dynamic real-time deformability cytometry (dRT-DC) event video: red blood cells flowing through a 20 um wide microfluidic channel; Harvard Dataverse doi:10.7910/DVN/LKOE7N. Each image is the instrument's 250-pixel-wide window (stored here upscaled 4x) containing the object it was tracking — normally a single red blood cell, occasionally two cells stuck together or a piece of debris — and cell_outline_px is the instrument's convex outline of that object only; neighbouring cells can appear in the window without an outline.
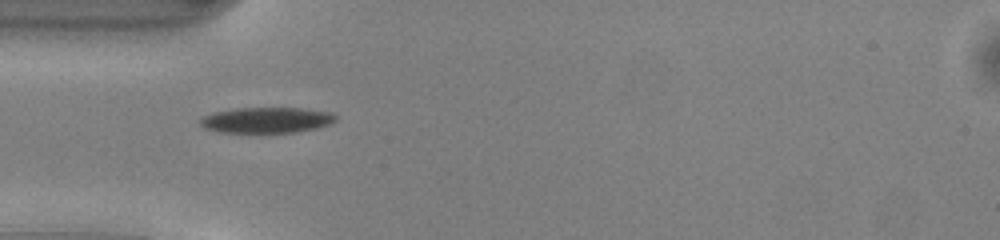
{"species": "common noctule bat (a hibernating species)", "species_latin": "Nyctalus noctula", "temperature_condition": "warm", "stored_images_in_passage": 35, "camera_frame_rate_fps": 3000, "um_per_image_px": 0.085, "animal": {"sex": "male", "body_mass_g": 13.0, "forearm_length_mm": 53.1}, "frame": {"image": 1, "passage_image": 2, "time_ms": 0.333, "image_size_px": [1000, 240], "cell_outline_px": [[336, 120], [332, 124], [316, 128], [296, 132], [224, 132], [204, 128], [200, 124], [200, 120], [204, 116], [212, 112], [236, 108], [300, 108], [332, 112], [336, 116]], "centroid_in_image_um": [22.69, 10.2], "position_along_channel_um": 62.3, "area_um2": 20.23}}
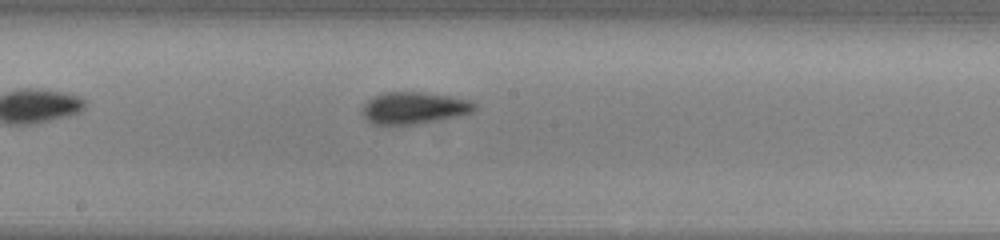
{"frame": {"image": 2, "passage_image": 13, "time_ms": 4.0, "image_size_px": [1000, 240], "cell_outline_px": [[476, 108], [472, 112], [460, 116], [420, 124], [372, 124], [364, 116], [364, 104], [372, 96], [384, 92], [424, 92], [452, 96], [472, 100], [476, 104]], "centroid_in_image_um": [35.25, 9.17], "position_along_channel_um": 212.9, "area_um2": 21.04}}
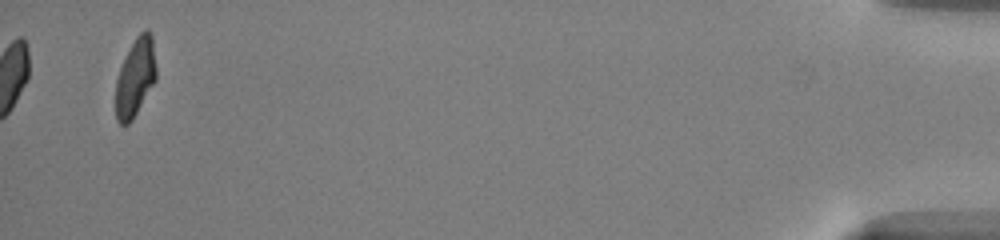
{"frame": {"image": 3, "passage_image": 35, "time_ms": 11.333, "image_size_px": [1000, 240], "cell_outline_px": [[156, 80], [132, 120], [128, 124], [120, 124], [116, 120], [116, 80], [120, 68], [136, 36], [144, 28], [148, 28], [152, 36], [156, 68]], "centroid_in_image_um": [11.51, 6.57], "position_along_channel_um": 423.7, "area_um2": 18.32}, "authors_computed_cell_mechanics": {"area_um2": 20.0566, "velocity_mm_per_s": 4.1372, "shape_relaxation_time_tau1_ms": 2.6664, "shape_relaxation_time_tau2_ms": 2.2869, "deformation_change_tau1": 0.1504, "deformation_change_tau2": 0.0865}}